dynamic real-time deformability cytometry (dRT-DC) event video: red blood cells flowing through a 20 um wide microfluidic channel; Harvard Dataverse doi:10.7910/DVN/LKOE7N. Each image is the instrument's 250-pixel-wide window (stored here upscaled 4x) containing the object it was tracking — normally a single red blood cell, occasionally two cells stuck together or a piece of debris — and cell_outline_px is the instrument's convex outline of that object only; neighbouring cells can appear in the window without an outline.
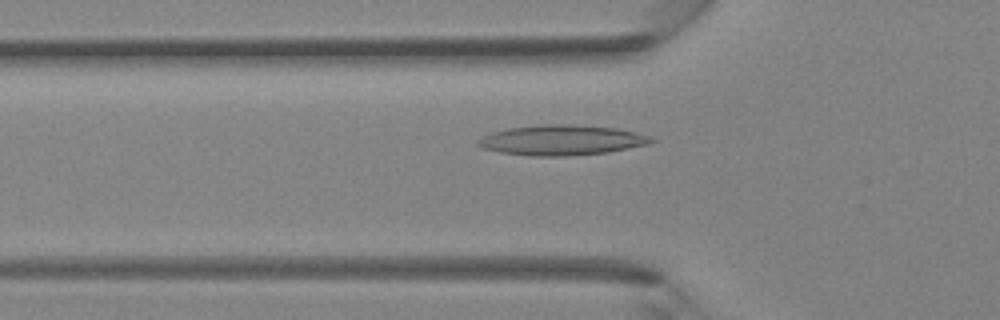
{"species": "Egyptian fruit bat (a non-hibernating species)", "species_latin": "Rousettus aegyptiacus", "temperature_condition": "room temperature", "stored_images_in_passage": 44, "camera_frame_rate_fps": 3000, "um_per_image_px": 0.085, "animal": {"sex": "female"}, "frame": {"image": 1, "passage_image": 15, "time_ms": 4.667, "image_size_px": [1000, 320], "cell_outline_px": [[656, 140], [644, 144], [628, 148], [608, 152], [568, 156], [528, 156], [500, 152], [484, 148], [476, 144], [476, 140], [492, 132], [508, 128], [544, 124], [564, 124], [616, 128], [636, 132], [652, 136]], "centroid_in_image_um": [47.72, 11.91], "position_along_channel_um": 78.1, "area_um2": 30.35}}
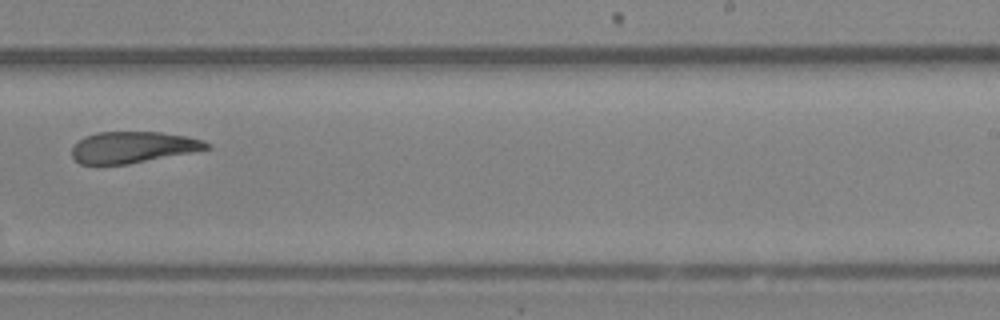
{"frame": {"image": 2, "passage_image": 28, "time_ms": 9.0, "image_size_px": [1000, 320], "cell_outline_px": [[212, 148], [192, 152], [128, 164], [80, 164], [72, 156], [72, 148], [84, 136], [96, 132], [160, 132], [184, 136], [204, 140]], "centroid_in_image_um": [11.29, 12.51], "position_along_channel_um": 277.7, "area_um2": 24.39}}
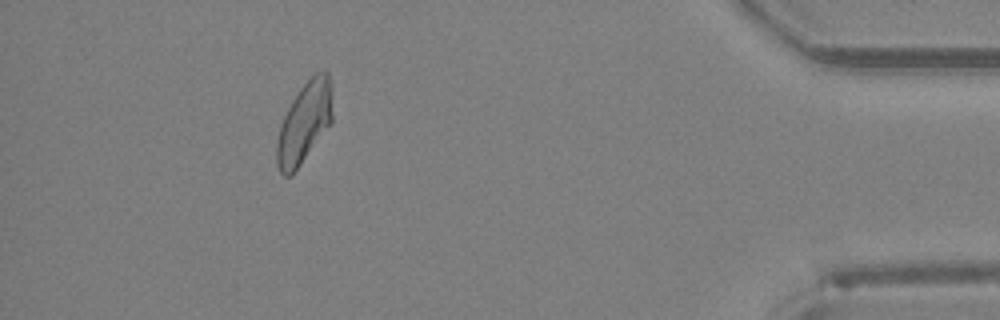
{"frame": {"image": 3, "passage_image": 40, "time_ms": 13.0, "image_size_px": [1000, 320], "cell_outline_px": [[332, 124], [300, 164], [288, 176], [284, 176], [280, 172], [276, 164], [276, 144], [280, 124], [292, 100], [300, 88], [316, 72], [328, 72], [332, 84]], "centroid_in_image_um": [25.89, 10.41], "position_along_channel_um": 409.3, "area_um2": 26.24}}